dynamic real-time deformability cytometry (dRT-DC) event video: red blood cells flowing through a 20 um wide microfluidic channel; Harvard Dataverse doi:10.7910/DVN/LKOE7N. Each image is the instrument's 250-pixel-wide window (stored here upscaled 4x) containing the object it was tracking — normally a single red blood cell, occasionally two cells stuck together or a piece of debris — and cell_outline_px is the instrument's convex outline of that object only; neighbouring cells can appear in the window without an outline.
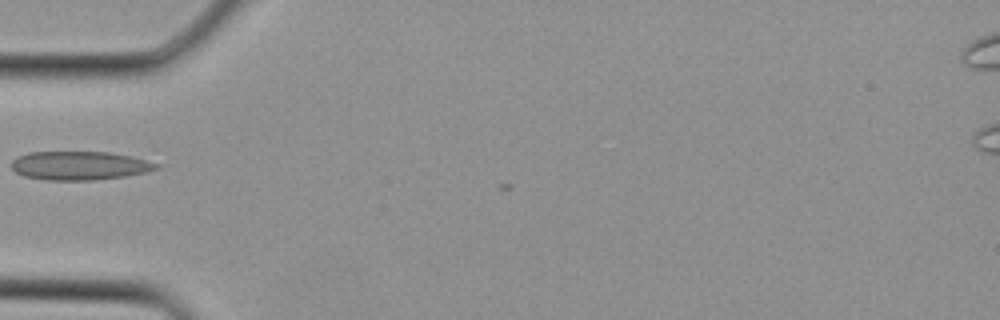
{"species": "Egyptian fruit bat (a non-hibernating species)", "species_latin": "Rousettus aegyptiacus", "temperature_condition": "cold", "stored_images_in_passage": 1, "camera_frame_rate_fps": 3000, "um_per_image_px": 0.085, "animal": {"sex": "female"}, "frame": {"image": 1, "passage_image": 1, "time_ms": 0.0, "image_size_px": [1000, 320], "cell_outline_px": [[160, 168], [148, 172], [124, 176], [92, 180], [44, 180], [24, 176], [16, 172], [12, 168], [12, 160], [16, 156], [28, 152], [108, 152], [132, 156], [160, 164]], "centroid_in_image_um": [6.77, 14.07], "position_along_channel_um": 78.2, "area_um2": 24.33}}